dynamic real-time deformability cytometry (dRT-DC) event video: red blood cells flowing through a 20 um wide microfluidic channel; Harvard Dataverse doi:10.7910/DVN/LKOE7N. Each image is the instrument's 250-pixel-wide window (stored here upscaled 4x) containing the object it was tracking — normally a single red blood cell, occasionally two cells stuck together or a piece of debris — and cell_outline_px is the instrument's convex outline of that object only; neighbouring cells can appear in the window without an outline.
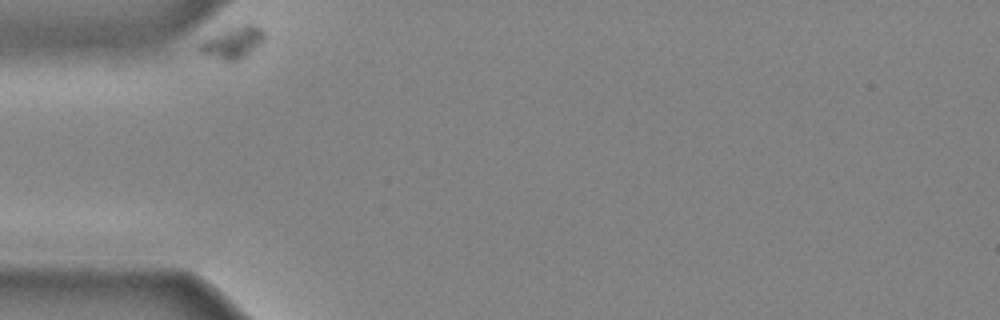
{"species": "common noctule bat (a hibernating species)", "species_latin": "Nyctalus noctula", "temperature_condition": "cold", "stored_images_in_passage": 30, "camera_frame_rate_fps": 3000, "um_per_image_px": 0.085, "animal": {"sex": "male", "body_mass_g": 20.4}, "frame": {"image": 1, "passage_image": 1, "time_ms": 0.0, "image_size_px": [1000, 320], "cell_outline_px": [[264, 40], [248, 56], [240, 60], [224, 60], [200, 52], [196, 48], [204, 40], [212, 36], [244, 24], [256, 24], [264, 32]], "centroid_in_image_um": [19.84, 3.64], "position_along_channel_um": 65.2, "area_um2": 11.62}}
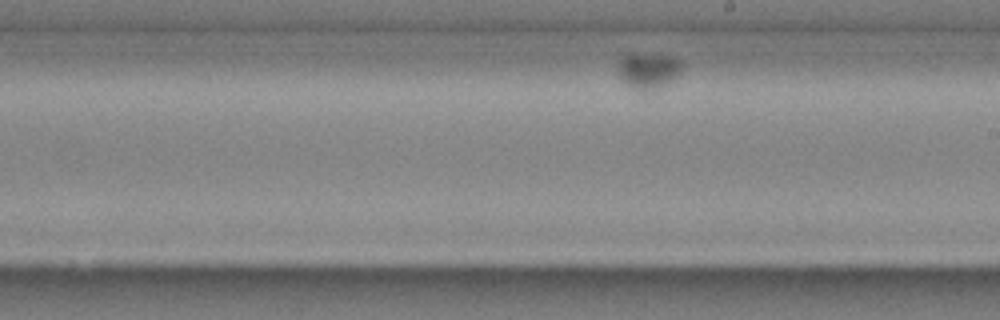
{"frame": {"image": 2, "passage_image": 18, "time_ms": 5.667, "image_size_px": [1000, 320], "cell_outline_px": [[684, 68], [680, 76], [660, 88], [652, 92], [640, 92], [632, 88], [620, 76], [620, 60], [628, 52], [664, 56], [680, 60], [684, 64]], "centroid_in_image_um": [55.18, 6.04], "position_along_channel_um": 233.8, "area_um2": 13.64}}
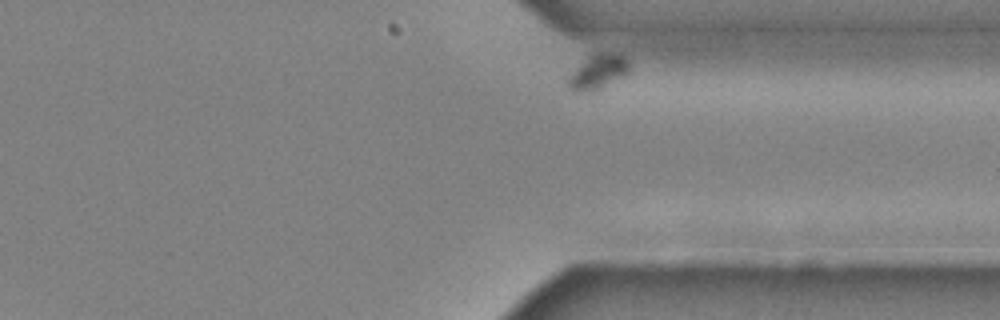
{"frame": {"image": 3, "passage_image": 30, "time_ms": 9.667, "image_size_px": [1000, 320], "cell_outline_px": [[628, 76], [592, 92], [584, 92], [572, 88], [568, 84], [568, 80], [596, 52], [600, 52], [624, 56], [628, 60]], "centroid_in_image_um": [50.97, 6.14], "position_along_channel_um": 360.4, "area_um2": 11.56}}